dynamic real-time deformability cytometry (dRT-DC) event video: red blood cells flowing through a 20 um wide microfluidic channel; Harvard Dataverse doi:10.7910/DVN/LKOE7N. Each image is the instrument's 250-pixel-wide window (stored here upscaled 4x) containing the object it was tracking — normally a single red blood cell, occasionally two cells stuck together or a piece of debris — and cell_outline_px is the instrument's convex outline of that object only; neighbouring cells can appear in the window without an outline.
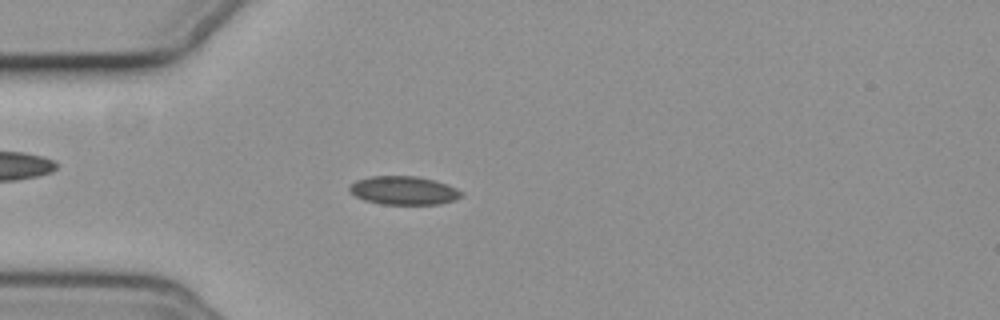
{"species": "common noctule bat (a hibernating species)", "species_latin": "Nyctalus noctula", "temperature_condition": "cold", "stored_images_in_passage": 52, "camera_frame_rate_fps": 3000, "um_per_image_px": 0.085, "animal": {"sex": "female", "body_mass_g": 19.3, "forearm_length_mm": 54.1}, "frame": {"image": 1, "passage_image": 11, "time_ms": 3.333, "image_size_px": [1000, 320], "cell_outline_px": [[464, 196], [456, 200], [440, 204], [380, 204], [364, 200], [356, 196], [348, 188], [356, 180], [372, 176], [416, 176], [436, 180], [448, 184], [464, 192]], "centroid_in_image_um": [34.38, 16.19], "position_along_channel_um": 50.6, "area_um2": 18.73}}
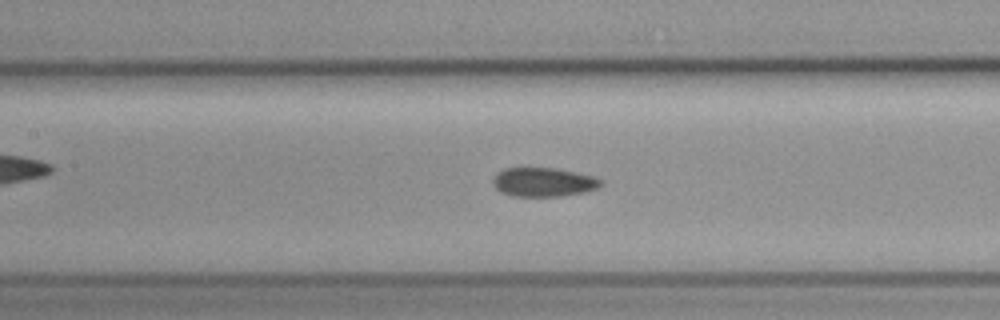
{"frame": {"image": 2, "passage_image": 21, "time_ms": 6.667, "image_size_px": [1000, 320], "cell_outline_px": [[604, 184], [596, 188], [584, 192], [560, 196], [512, 196], [500, 192], [492, 184], [492, 180], [504, 168], [556, 168], [596, 176], [604, 180]], "centroid_in_image_um": [46.24, 15.48], "position_along_channel_um": 161.2, "area_um2": 18.32}}
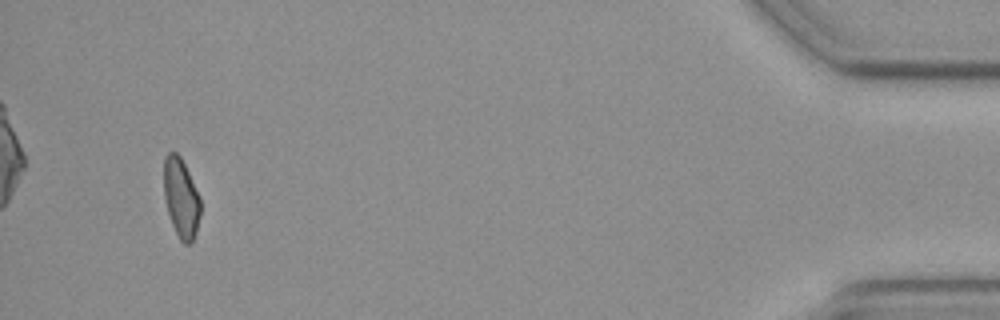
{"frame": {"image": 3, "passage_image": 49, "time_ms": 16.0, "image_size_px": [1000, 320], "cell_outline_px": [[200, 216], [196, 232], [192, 244], [184, 244], [180, 240], [172, 224], [168, 212], [164, 196], [164, 156], [168, 152], [176, 152], [180, 156], [200, 196]], "centroid_in_image_um": [15.39, 16.84], "position_along_channel_um": 419.8, "area_um2": 16.94}}